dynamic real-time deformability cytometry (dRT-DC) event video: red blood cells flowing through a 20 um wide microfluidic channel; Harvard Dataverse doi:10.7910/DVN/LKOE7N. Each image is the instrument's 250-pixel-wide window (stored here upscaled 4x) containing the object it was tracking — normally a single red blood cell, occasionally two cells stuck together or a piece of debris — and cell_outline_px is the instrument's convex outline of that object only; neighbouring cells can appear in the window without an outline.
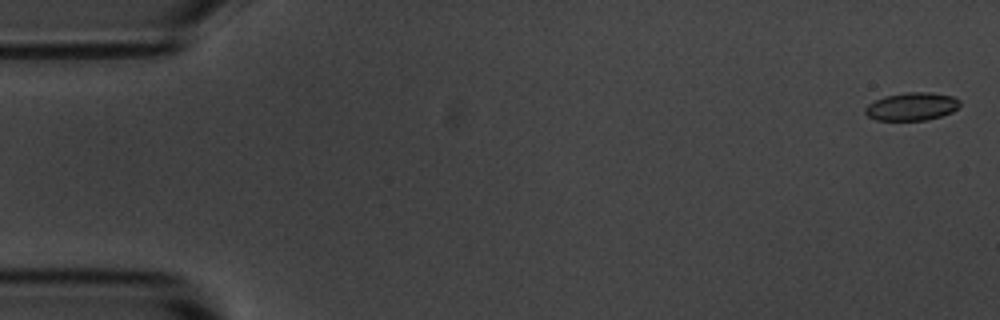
{"species": "common noctule bat (a hibernating species)", "species_latin": "Nyctalus noctula", "temperature_condition": "room temperature", "stored_images_in_passage": 6, "camera_frame_rate_fps": 3000, "um_per_image_px": 0.085, "animal": {"sex": "male", "body_mass_g": 20.1, "forearm_length_mm": 53.5}, "frame": {"image": 1, "passage_image": 1, "time_ms": 0.0, "image_size_px": [1000, 320], "cell_outline_px": [[960, 104], [952, 112], [928, 120], [876, 120], [868, 116], [864, 112], [864, 108], [868, 104], [884, 96], [908, 92], [928, 92], [952, 96], [960, 100]], "centroid_in_image_um": [77.48, 9.05], "position_along_channel_um": 7.5, "area_um2": 15.37}}